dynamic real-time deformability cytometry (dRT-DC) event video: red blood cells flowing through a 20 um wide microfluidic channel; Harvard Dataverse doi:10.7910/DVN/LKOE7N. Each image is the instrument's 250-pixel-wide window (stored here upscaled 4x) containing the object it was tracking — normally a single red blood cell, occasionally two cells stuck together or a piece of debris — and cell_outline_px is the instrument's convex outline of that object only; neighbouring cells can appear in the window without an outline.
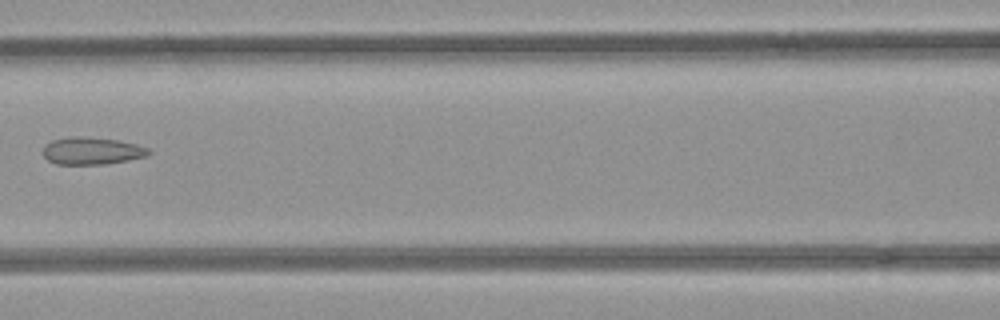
{"species": "common noctule bat (a hibernating species)", "species_latin": "Nyctalus noctula", "temperature_condition": "room temperature", "stored_images_in_passage": 8, "camera_frame_rate_fps": 3000, "um_per_image_px": 0.085, "animal": {"sex": "female", "body_mass_g": 21.9}, "frame": {"image": 1, "passage_image": 6, "time_ms": 1.667, "image_size_px": [1000, 320], "cell_outline_px": [[152, 152], [148, 156], [128, 160], [104, 164], [56, 164], [48, 160], [40, 152], [52, 140], [72, 136], [76, 136], [116, 140], [136, 144], [148, 148]], "centroid_in_image_um": [7.81, 12.83], "position_along_channel_um": 158.8, "area_um2": 16.7}}
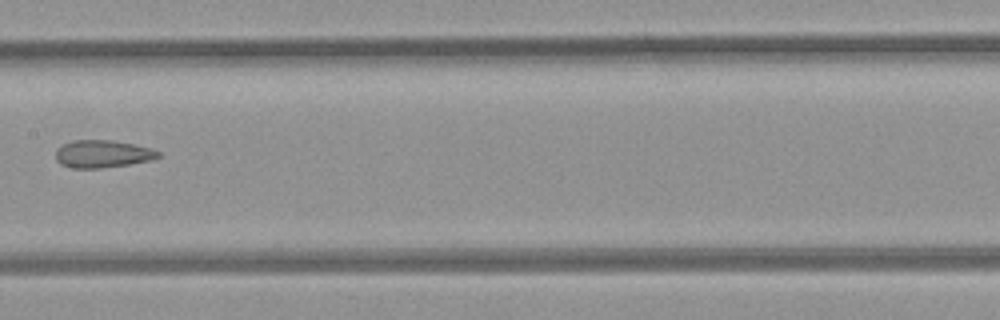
{"frame": {"image": 2, "passage_image": 7, "time_ms": 2.0, "image_size_px": [1000, 320], "cell_outline_px": [[160, 156], [152, 160], [128, 164], [100, 168], [72, 168], [60, 164], [56, 160], [56, 152], [64, 144], [72, 140], [112, 140], [152, 148], [160, 152]], "centroid_in_image_um": [8.73, 13.08], "position_along_channel_um": 198.7, "area_um2": 16.36}}
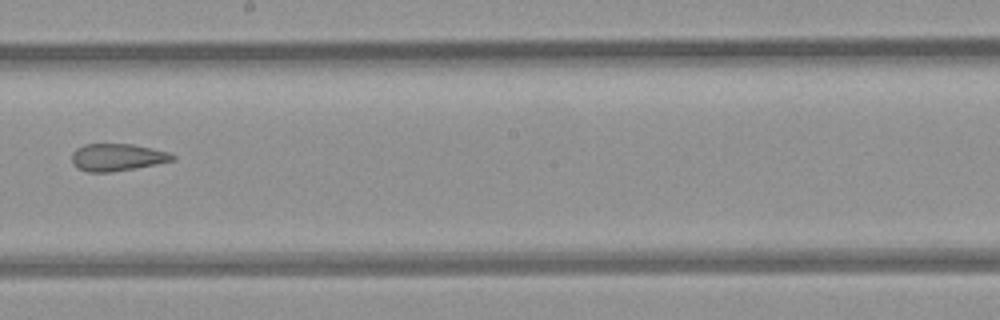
{"frame": {"image": 3, "passage_image": 8, "time_ms": 2.333, "image_size_px": [1000, 320], "cell_outline_px": [[176, 160], [156, 164], [112, 172], [88, 172], [76, 168], [72, 164], [72, 152], [76, 148], [84, 144], [132, 144], [152, 148], [168, 152], [176, 156]], "centroid_in_image_um": [9.94, 13.37], "position_along_channel_um": 238.3, "area_um2": 16.13}}